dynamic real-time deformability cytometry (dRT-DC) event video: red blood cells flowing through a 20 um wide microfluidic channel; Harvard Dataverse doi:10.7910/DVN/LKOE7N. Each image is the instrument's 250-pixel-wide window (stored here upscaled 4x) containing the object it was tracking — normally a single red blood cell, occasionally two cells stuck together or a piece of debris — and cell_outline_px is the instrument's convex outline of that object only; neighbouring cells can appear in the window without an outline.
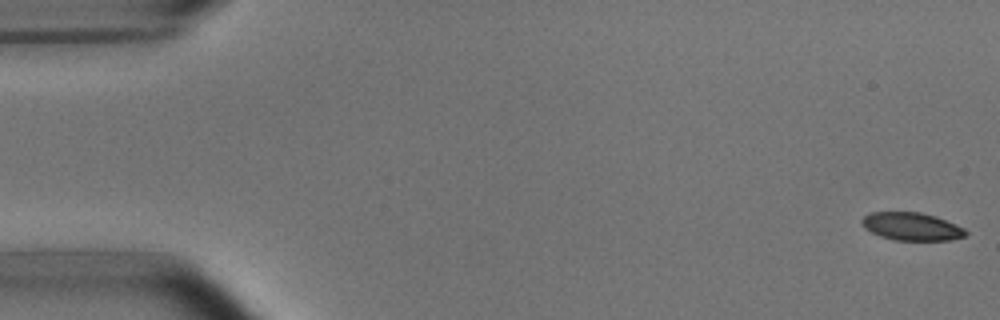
{"species": "common noctule bat (a hibernating species)", "species_latin": "Nyctalus noctula", "temperature_condition": "room temperature", "stored_images_in_passage": 6, "camera_frame_rate_fps": 3000, "um_per_image_px": 0.085, "animal": {"sex": "male", "body_mass_g": 15.6}, "frame": {"image": 1, "passage_image": 1, "time_ms": 0.0, "image_size_px": [1000, 320], "cell_outline_px": [[968, 232], [964, 236], [948, 240], [896, 240], [880, 236], [864, 228], [860, 220], [864, 216], [872, 212], [920, 212], [936, 216], [964, 228]], "centroid_in_image_um": [77.47, 19.24], "position_along_channel_um": 7.5, "area_um2": 16.76}}
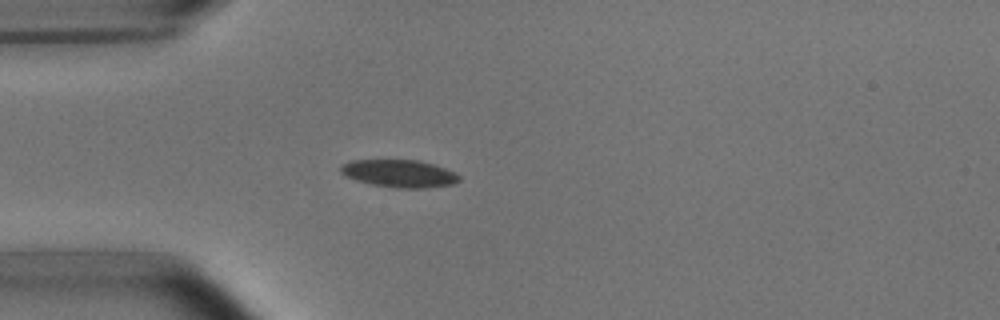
{"frame": {"image": 2, "passage_image": 5, "time_ms": 4.667, "image_size_px": [1000, 320], "cell_outline_px": [[460, 180], [452, 184], [424, 188], [396, 188], [372, 184], [356, 180], [344, 176], [340, 172], [340, 168], [344, 164], [352, 160], [420, 160], [456, 172], [460, 176]], "centroid_in_image_um": [33.94, 14.75], "position_along_channel_um": 51.1, "area_um2": 18.96}}